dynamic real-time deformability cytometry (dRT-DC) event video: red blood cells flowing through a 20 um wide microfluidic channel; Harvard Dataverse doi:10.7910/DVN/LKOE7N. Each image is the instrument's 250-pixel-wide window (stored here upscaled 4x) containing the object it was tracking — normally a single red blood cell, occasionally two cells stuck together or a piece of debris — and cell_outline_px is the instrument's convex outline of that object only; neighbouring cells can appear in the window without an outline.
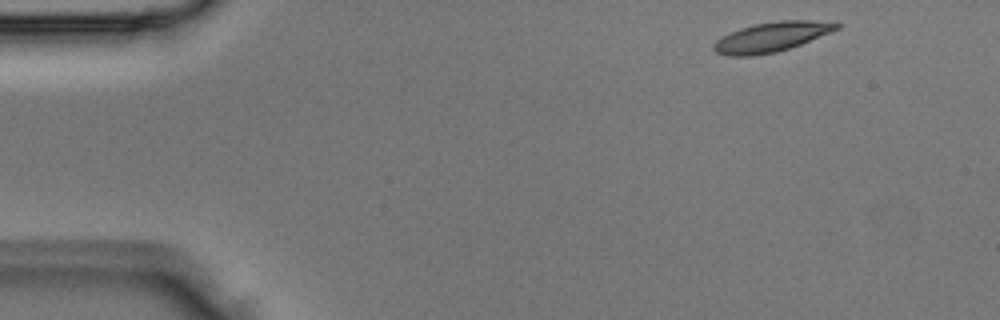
{"species": "Egyptian fruit bat (a non-hibernating species)", "species_latin": "Rousettus aegyptiacus", "temperature_condition": "room temperature", "stored_images_in_passage": 2, "camera_frame_rate_fps": 3000, "um_per_image_px": 0.085, "animal": {"sex": "male"}, "frame": {"image": 1, "passage_image": 1, "time_ms": 0.0, "image_size_px": [1000, 320], "cell_outline_px": [[844, 24], [840, 28], [800, 44], [776, 52], [752, 56], [728, 56], [716, 52], [712, 48], [712, 44], [716, 40], [740, 28], [756, 24], [780, 20], [836, 20]], "centroid_in_image_um": [65.65, 3.12], "position_along_channel_um": 19.3, "area_um2": 21.39}}